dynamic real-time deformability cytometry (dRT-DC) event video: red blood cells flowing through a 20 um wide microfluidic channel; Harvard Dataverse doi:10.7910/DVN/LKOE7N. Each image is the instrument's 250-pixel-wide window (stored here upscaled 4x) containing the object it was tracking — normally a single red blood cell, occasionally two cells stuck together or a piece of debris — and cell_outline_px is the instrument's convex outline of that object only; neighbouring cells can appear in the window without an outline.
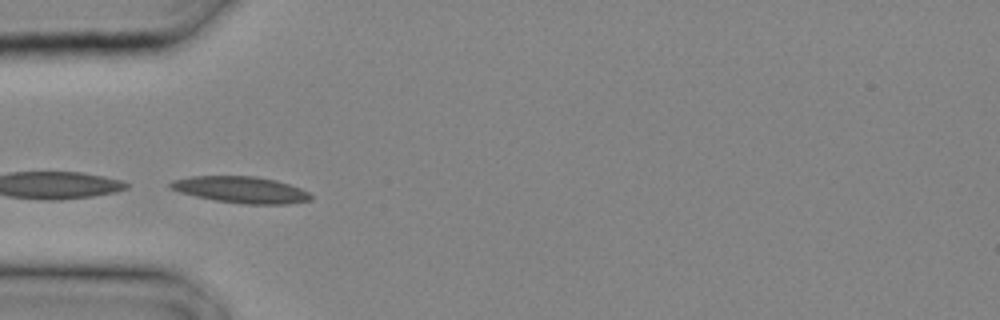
{"species": "common noctule bat (a hibernating species)", "species_latin": "Nyctalus noctula", "temperature_condition": "cold", "stored_images_in_passage": 27, "camera_frame_rate_fps": 3000, "um_per_image_px": 0.085, "animal": {"sex": "male", "body_mass_g": 20.4}, "frame": {"image": 1, "passage_image": 8, "time_ms": 2.333, "image_size_px": [1000, 320], "cell_outline_px": [[312, 200], [288, 204], [244, 204], [212, 200], [180, 192], [168, 188], [168, 184], [172, 180], [188, 176], [256, 176], [276, 180], [300, 188], [308, 192], [312, 196]], "centroid_in_image_um": [20.45, 16.12], "position_along_channel_um": 64.5, "area_um2": 21.85}}
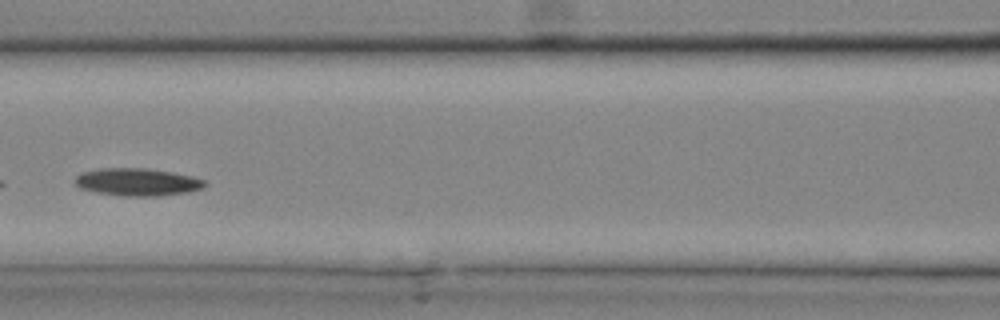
{"frame": {"image": 2, "passage_image": 12, "time_ms": 3.667, "image_size_px": [1000, 320], "cell_outline_px": [[208, 184], [204, 188], [188, 192], [156, 196], [128, 196], [96, 192], [80, 188], [72, 180], [80, 172], [100, 168], [144, 168], [172, 172], [192, 176], [204, 180]], "centroid_in_image_um": [11.67, 15.46], "position_along_channel_um": 154.9, "area_um2": 20.92}}
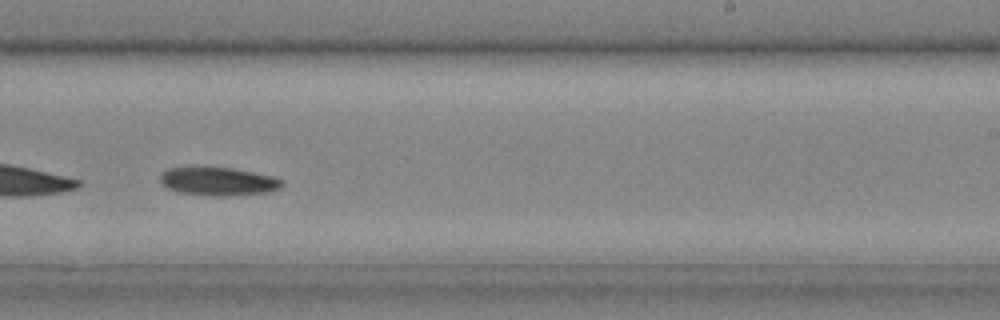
{"frame": {"image": 3, "passage_image": 17, "time_ms": 5.333, "image_size_px": [1000, 320], "cell_outline_px": [[284, 184], [280, 188], [264, 192], [220, 196], [212, 196], [180, 192], [168, 188], [160, 180], [160, 176], [168, 168], [192, 164], [204, 164], [232, 168], [272, 176], [284, 180]], "centroid_in_image_um": [18.49, 15.35], "position_along_channel_um": 270.5, "area_um2": 20.63}}